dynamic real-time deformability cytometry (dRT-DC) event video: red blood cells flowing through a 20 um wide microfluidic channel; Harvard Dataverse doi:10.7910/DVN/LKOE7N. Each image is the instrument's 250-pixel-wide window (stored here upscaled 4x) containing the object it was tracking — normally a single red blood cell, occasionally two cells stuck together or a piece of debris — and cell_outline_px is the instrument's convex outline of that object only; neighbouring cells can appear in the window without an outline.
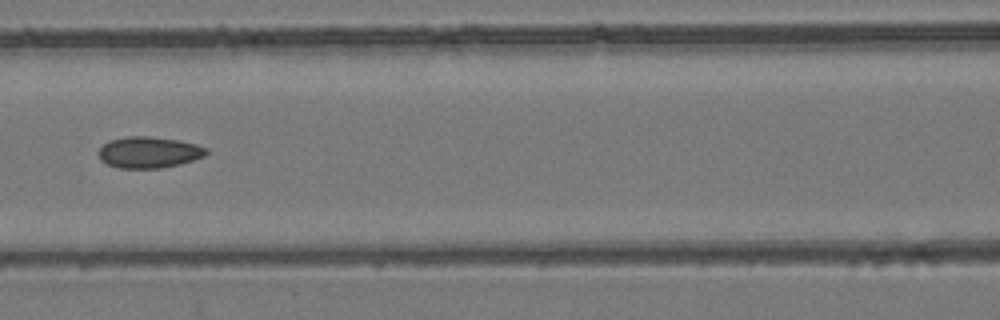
{"species": "common noctule bat (a hibernating species)", "species_latin": "Nyctalus noctula", "temperature_condition": "room temperature", "stored_images_in_passage": 8, "camera_frame_rate_fps": 3000, "um_per_image_px": 0.085, "animal": {"sex": "female", "body_mass_g": 24.6, "forearm_length_mm": 56.2}, "frame": {"image": 1, "passage_image": 8, "time_ms": 8.0, "image_size_px": [1000, 320], "cell_outline_px": [[208, 152], [204, 156], [180, 164], [160, 168], [120, 168], [108, 164], [100, 160], [100, 148], [108, 140], [128, 136], [148, 136], [180, 140], [196, 144], [208, 148]], "centroid_in_image_um": [12.67, 12.94], "position_along_channel_um": 153.9, "area_um2": 19.59}}